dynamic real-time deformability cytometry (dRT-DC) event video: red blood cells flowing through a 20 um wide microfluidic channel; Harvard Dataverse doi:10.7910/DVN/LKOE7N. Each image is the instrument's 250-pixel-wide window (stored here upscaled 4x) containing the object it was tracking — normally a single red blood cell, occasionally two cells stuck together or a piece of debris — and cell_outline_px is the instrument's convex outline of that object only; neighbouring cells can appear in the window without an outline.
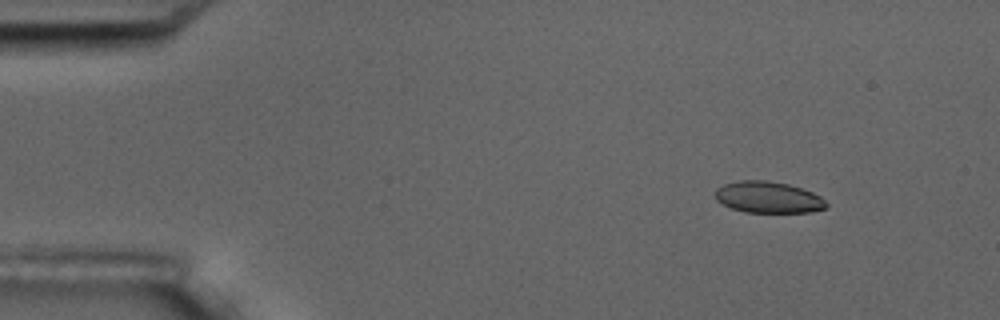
{"species": "common noctule bat (a hibernating species)", "species_latin": "Nyctalus noctula", "temperature_condition": "room temperature", "stored_images_in_passage": 4, "camera_frame_rate_fps": 3000, "um_per_image_px": 0.085, "animal": {"sex": "male", "body_mass_g": 17.5, "forearm_length_mm": 52.3}, "frame": {"image": 1, "passage_image": 2, "time_ms": 1.0, "image_size_px": [1000, 320], "cell_outline_px": [[828, 208], [812, 212], [744, 212], [732, 208], [716, 200], [716, 188], [724, 184], [740, 180], [768, 180], [788, 184], [812, 192], [820, 196], [828, 204]], "centroid_in_image_um": [65.32, 16.77], "position_along_channel_um": 19.7, "area_um2": 20.35}}
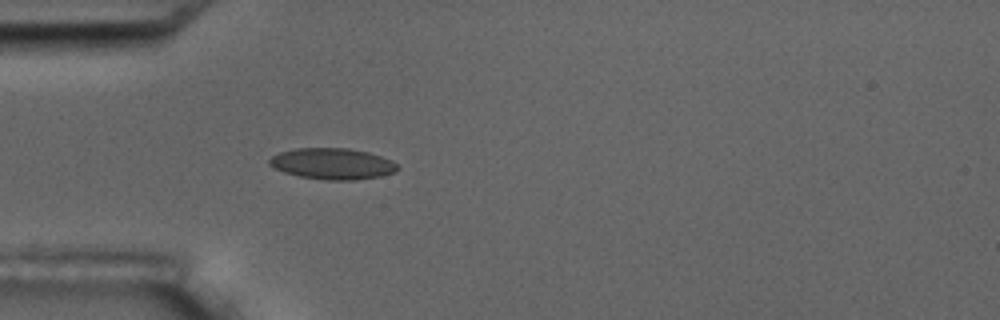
{"frame": {"image": 2, "passage_image": 4, "time_ms": 4.333, "image_size_px": [1000, 320], "cell_outline_px": [[400, 168], [396, 172], [380, 176], [356, 180], [328, 180], [300, 176], [284, 172], [268, 164], [268, 160], [272, 156], [280, 152], [296, 148], [348, 148], [368, 152], [392, 160]], "centroid_in_image_um": [28.28, 13.91], "position_along_channel_um": 56.7, "area_um2": 23.24}}